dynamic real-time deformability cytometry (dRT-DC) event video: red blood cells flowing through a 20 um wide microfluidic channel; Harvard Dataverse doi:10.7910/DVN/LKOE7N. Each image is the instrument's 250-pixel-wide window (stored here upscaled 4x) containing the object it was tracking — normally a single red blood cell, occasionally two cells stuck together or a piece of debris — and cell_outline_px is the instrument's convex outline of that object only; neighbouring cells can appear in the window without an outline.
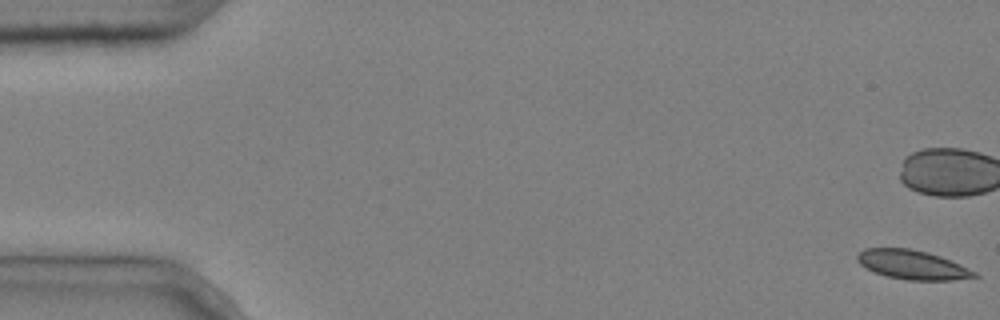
{"species": "common noctule bat (a hibernating species)", "species_latin": "Nyctalus noctula", "temperature_condition": "cold", "stored_images_in_passage": 11, "camera_frame_rate_fps": 3000, "um_per_image_px": 0.085, "animal": {"sex": "male", "body_mass_g": 20.4}, "frame": {"image": 1, "passage_image": 1, "time_ms": 0.0, "image_size_px": [1000, 320], "cell_outline_px": [[980, 276], [952, 280], [908, 280], [888, 276], [876, 272], [860, 264], [856, 260], [856, 256], [864, 248], [908, 248], [928, 252], [940, 256], [960, 264], [976, 272]], "centroid_in_image_um": [77.56, 22.49], "position_along_channel_um": 7.4, "area_um2": 19.71}}
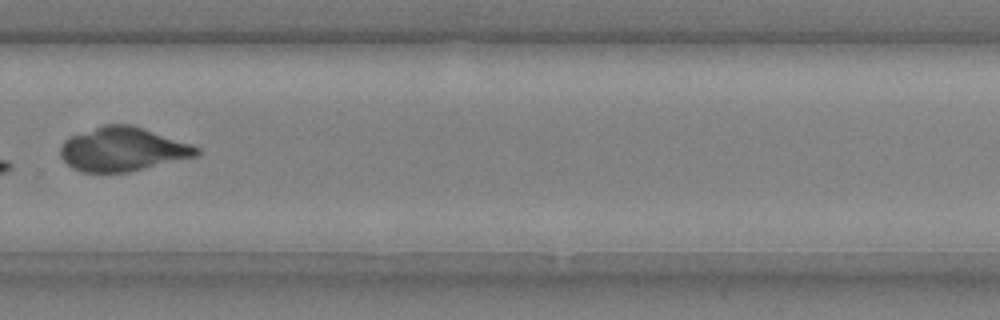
{"frame": {"image": 2, "passage_image": 11, "time_ms": 3.333, "image_size_px": [1000, 320], "cell_outline_px": [[200, 152], [196, 156], [128, 172], [80, 172], [72, 168], [60, 156], [60, 148], [64, 140], [72, 136], [104, 124], [132, 124], [192, 144], [200, 148]], "centroid_in_image_um": [10.43, 12.68], "position_along_channel_um": 319.4, "area_um2": 34.74}}